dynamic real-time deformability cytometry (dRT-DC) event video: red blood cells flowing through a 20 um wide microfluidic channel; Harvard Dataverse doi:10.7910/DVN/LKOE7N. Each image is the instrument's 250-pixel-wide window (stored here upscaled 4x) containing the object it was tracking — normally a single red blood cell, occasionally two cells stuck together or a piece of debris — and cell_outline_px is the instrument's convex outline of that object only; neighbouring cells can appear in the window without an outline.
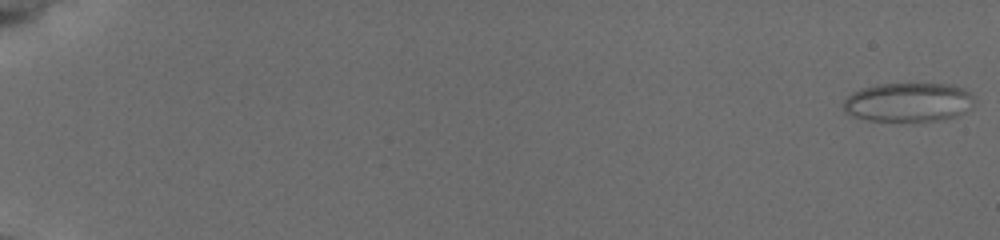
{"species": "common noctule bat (a hibernating species)", "species_latin": "Nyctalus noctula", "temperature_condition": "cold", "stored_images_in_passage": 53, "segment_of_instrument_passage": [1, 2], "camera_frame_rate_fps": 3000, "um_per_image_px": 0.085, "animal": {"sex": "female", "body_mass_g": 19.5, "forearm_length_mm": 54.1}, "frame": {"image": 1, "passage_image": 1, "time_ms": 0.0, "image_size_px": [1000, 240], "cell_outline_px": [[972, 96], [964, 112], [960, 116], [944, 120], [920, 124], [868, 120], [852, 116], [844, 108], [844, 100], [848, 96], [864, 88], [884, 84], [948, 84], [960, 88], [968, 92]], "centroid_in_image_um": [77.2, 8.75], "position_along_channel_um": 7.8, "area_um2": 29.94}}
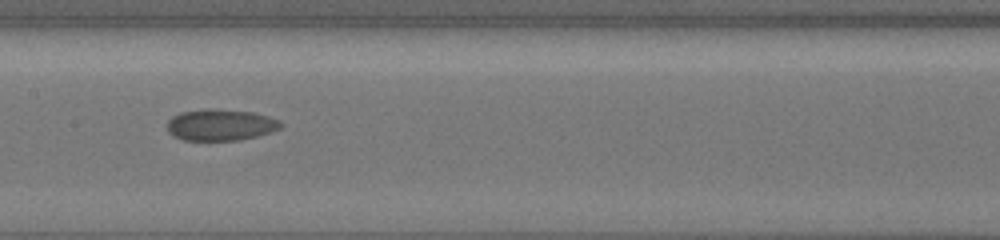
{"frame": {"image": 2, "passage_image": 33, "time_ms": 10.667, "image_size_px": [1000, 240], "cell_outline_px": [[284, 124], [280, 128], [256, 136], [240, 140], [184, 140], [172, 136], [168, 132], [168, 120], [172, 116], [180, 112], [208, 108], [252, 112], [268, 116]], "centroid_in_image_um": [18.7, 10.61], "position_along_channel_um": 188.7, "area_um2": 20.69}}
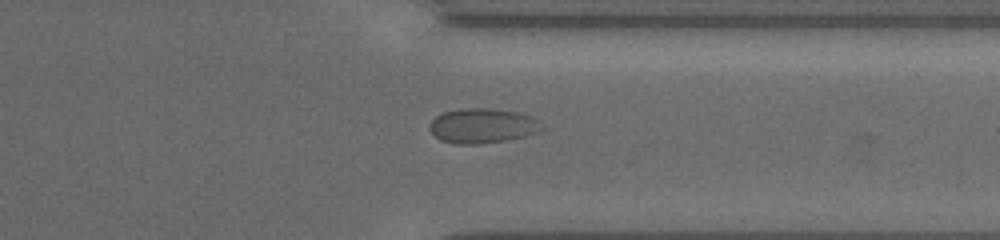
{"frame": {"image": 3, "passage_image": 48, "time_ms": 15.667, "image_size_px": [1000, 240], "cell_outline_px": [[544, 128], [536, 132], [524, 136], [508, 140], [476, 144], [456, 144], [440, 140], [432, 132], [432, 120], [436, 116], [444, 112], [460, 108], [488, 108], [516, 112], [532, 116]], "centroid_in_image_um": [41.02, 10.69], "position_along_channel_um": 370.4, "area_um2": 22.43}}